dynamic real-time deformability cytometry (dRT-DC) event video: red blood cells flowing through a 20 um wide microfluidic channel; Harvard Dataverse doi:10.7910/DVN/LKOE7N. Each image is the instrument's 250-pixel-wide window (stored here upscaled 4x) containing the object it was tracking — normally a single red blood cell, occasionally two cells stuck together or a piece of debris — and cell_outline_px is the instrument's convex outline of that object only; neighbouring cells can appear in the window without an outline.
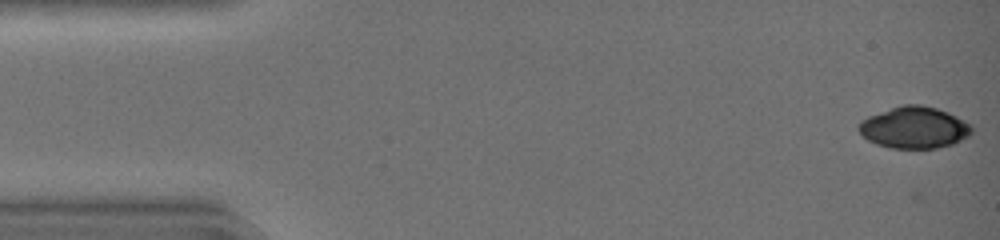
{"species": "common noctule bat (a hibernating species)", "species_latin": "Nyctalus noctula", "temperature_condition": "warm", "stored_images_in_passage": 7, "camera_frame_rate_fps": 3000, "um_per_image_px": 0.085, "animal": {"sex": "female", "body_mass_g": 19.0, "forearm_length_mm": 51.5}, "frame": {"image": 1, "passage_image": 1, "time_ms": 0.0, "image_size_px": [1000, 240], "cell_outline_px": [[972, 132], [968, 136], [952, 144], [936, 148], [892, 148], [876, 144], [868, 140], [856, 128], [860, 120], [868, 116], [904, 104], [920, 104], [936, 108], [948, 112], [972, 124]], "centroid_in_image_um": [77.7, 10.84], "position_along_channel_um": 7.3, "area_um2": 27.4}}